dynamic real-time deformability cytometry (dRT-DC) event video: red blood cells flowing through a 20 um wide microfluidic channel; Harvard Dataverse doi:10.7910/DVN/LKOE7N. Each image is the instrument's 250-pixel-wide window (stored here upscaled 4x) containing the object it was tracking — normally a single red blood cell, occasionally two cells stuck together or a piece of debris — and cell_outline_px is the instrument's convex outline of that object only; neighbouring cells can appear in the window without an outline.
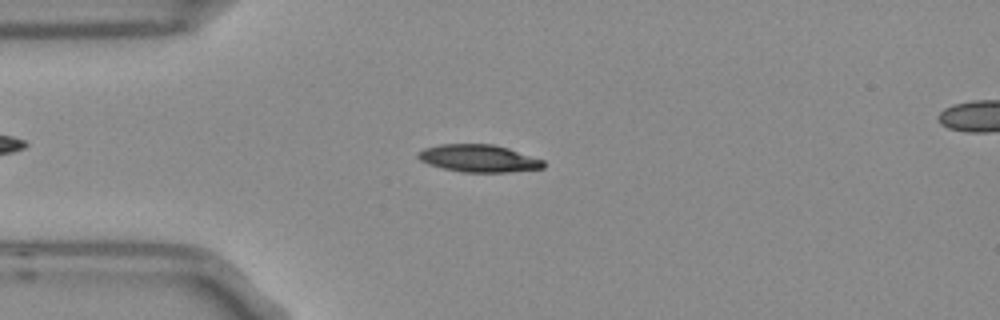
{"species": "Egyptian fruit bat (a non-hibernating species)", "species_latin": "Rousettus aegyptiacus", "temperature_condition": "room temperature", "stored_images_in_passage": 5, "camera_frame_rate_fps": 3000, "um_per_image_px": 0.085, "frame": {"image": 1, "passage_image": 3, "time_ms": 0.667, "image_size_px": [1000, 320], "cell_outline_px": [[544, 168], [508, 172], [460, 172], [440, 168], [428, 164], [420, 160], [416, 156], [416, 152], [424, 148], [440, 144], [492, 144], [508, 148], [544, 160]], "centroid_in_image_um": [40.64, 13.46], "position_along_channel_um": 44.4, "area_um2": 20.17}}
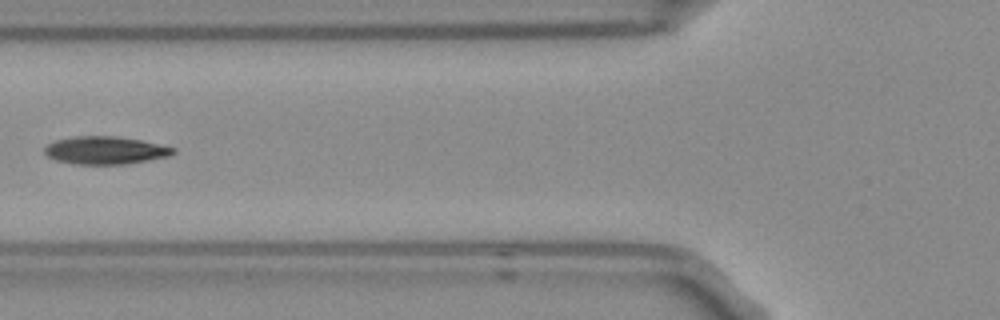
{"frame": {"image": 2, "passage_image": 5, "time_ms": 1.333, "image_size_px": [1000, 320], "cell_outline_px": [[176, 152], [168, 156], [148, 160], [124, 164], [76, 164], [56, 160], [48, 156], [44, 152], [44, 148], [48, 144], [56, 140], [72, 136], [116, 136], [140, 140], [176, 148]], "centroid_in_image_um": [8.94, 12.77], "position_along_channel_um": 116.9, "area_um2": 20.69}}